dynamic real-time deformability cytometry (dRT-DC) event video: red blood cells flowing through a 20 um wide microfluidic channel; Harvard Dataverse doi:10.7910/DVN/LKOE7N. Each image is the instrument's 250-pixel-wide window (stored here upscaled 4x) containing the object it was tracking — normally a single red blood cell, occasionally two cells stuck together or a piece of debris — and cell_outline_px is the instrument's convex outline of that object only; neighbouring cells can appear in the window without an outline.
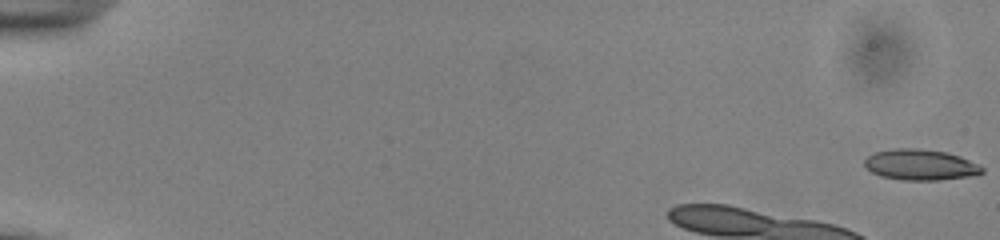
{"species": "common noctule bat (a hibernating species)", "species_latin": "Nyctalus noctula", "temperature_condition": "cold", "stored_images_in_passage": 9, "camera_frame_rate_fps": 3000, "um_per_image_px": 0.085, "animal": {"sex": "male", "body_mass_g": 13.0, "forearm_length_mm": 53.1}, "frame": {"image": 1, "passage_image": 1, "time_ms": 0.0, "image_size_px": [1000, 240], "cell_outline_px": [[984, 172], [976, 176], [940, 180], [904, 180], [880, 176], [872, 172], [864, 164], [864, 160], [868, 156], [876, 152], [896, 148], [916, 148], [948, 152], [960, 156], [980, 164], [984, 168]], "centroid_in_image_um": [78.3, 14.01], "position_along_channel_um": 6.7, "area_um2": 21.33}}